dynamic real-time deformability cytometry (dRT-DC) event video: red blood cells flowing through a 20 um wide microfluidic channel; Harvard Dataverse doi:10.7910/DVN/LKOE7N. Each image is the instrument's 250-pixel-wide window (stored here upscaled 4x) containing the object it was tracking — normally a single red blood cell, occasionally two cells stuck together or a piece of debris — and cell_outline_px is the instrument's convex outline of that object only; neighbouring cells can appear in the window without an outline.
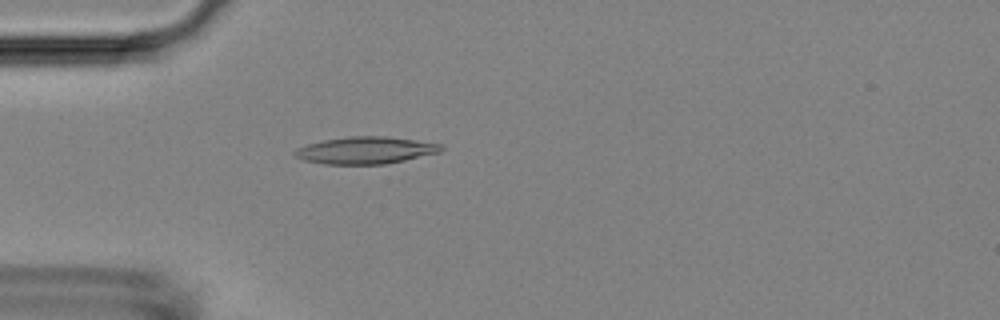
{"species": "Egyptian fruit bat (a non-hibernating species)", "species_latin": "Rousettus aegyptiacus", "temperature_condition": "room temperature", "stored_images_in_passage": 42, "camera_frame_rate_fps": 3000, "um_per_image_px": 0.085, "animal": {"sex": "female"}, "frame": {"image": 1, "passage_image": 15, "time_ms": 4.667, "image_size_px": [1000, 320], "cell_outline_px": [[444, 148], [440, 152], [404, 160], [384, 164], [324, 164], [304, 160], [296, 156], [292, 152], [296, 148], [308, 144], [324, 140], [348, 136], [384, 136], [416, 140], [444, 144]], "centroid_in_image_um": [31.08, 12.77], "position_along_channel_um": 53.9, "area_um2": 23.06}}
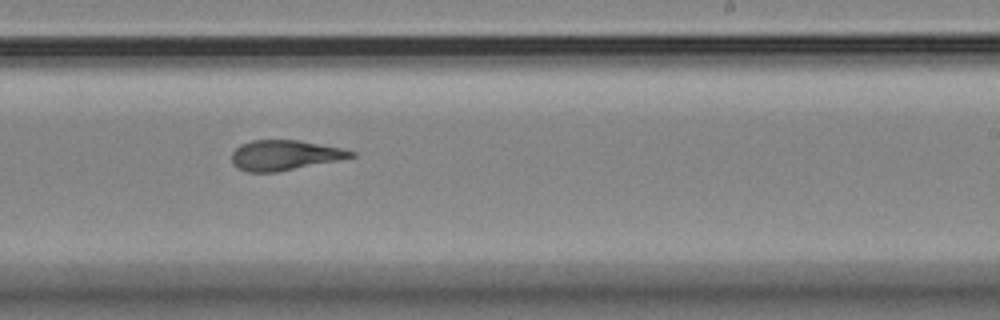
{"frame": {"image": 2, "passage_image": 32, "time_ms": 10.333, "image_size_px": [1000, 320], "cell_outline_px": [[356, 156], [340, 160], [276, 172], [248, 172], [236, 168], [232, 164], [232, 152], [240, 144], [252, 140], [300, 140], [344, 148], [356, 152]], "centroid_in_image_um": [24.21, 13.19], "position_along_channel_um": 264.8, "area_um2": 21.15}}
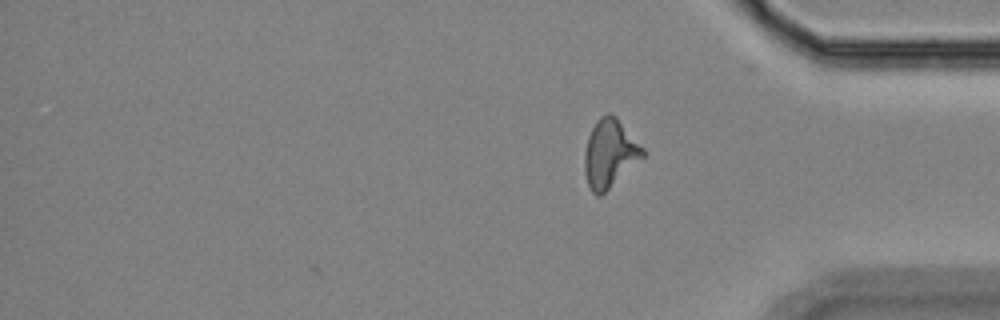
{"frame": {"image": 3, "passage_image": 42, "time_ms": 13.667, "image_size_px": [1000, 320], "cell_outline_px": [[644, 156], [600, 196], [596, 196], [592, 192], [588, 184], [584, 172], [584, 152], [588, 136], [596, 120], [600, 116], [608, 112], [616, 116], [644, 148]], "centroid_in_image_um": [51.8, 13.02], "position_along_channel_um": 383.4, "area_um2": 22.95}, "authors_computed_cell_mechanics": {"area_um2": 21.7328, "velocity_mm_per_s": 3.8337, "shape_relaxation_time_tau1_ms": null, "shape_relaxation_time_tau2_ms": 1.8346, "deformation_change_tau1": null, "deformation_change_tau2": 0.11}}